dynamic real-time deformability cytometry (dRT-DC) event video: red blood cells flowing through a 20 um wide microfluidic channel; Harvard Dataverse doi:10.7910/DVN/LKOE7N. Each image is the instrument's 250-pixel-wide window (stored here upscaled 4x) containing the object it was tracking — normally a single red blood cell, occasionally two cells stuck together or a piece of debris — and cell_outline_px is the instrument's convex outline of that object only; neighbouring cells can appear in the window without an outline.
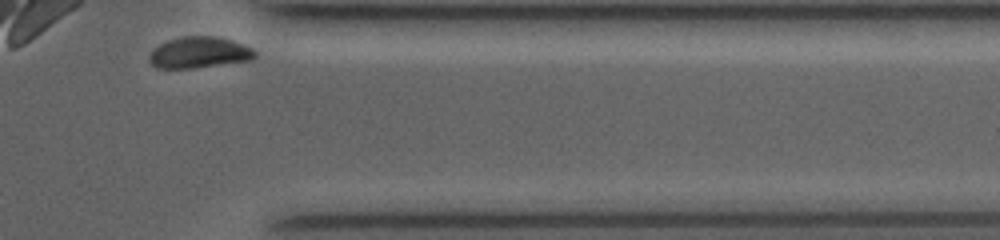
{"species": "common noctule bat (a hibernating species)", "species_latin": "Nyctalus noctula", "temperature_condition": "room temperature", "stored_images_in_passage": 28, "camera_frame_rate_fps": 4000, "um_per_image_px": 0.085, "animal": {"sex": "female", "body_mass_g": 19.0, "forearm_length_mm": 53.3}, "frame": {"image": 1, "passage_image": 28, "time_ms": 9.25, "image_size_px": [1000, 240], "cell_outline_px": [[256, 56], [252, 60], [192, 68], [156, 68], [148, 60], [148, 56], [152, 48], [168, 40], [184, 36], [216, 36], [232, 40], [252, 48], [256, 52]], "centroid_in_image_um": [16.91, 4.46], "position_along_channel_um": 394.5, "area_um2": 19.31}, "authors_computed_cell_mechanics": {"area_um2": 20.7502, "velocity_mm_per_s": 3.6807, "shape_relaxation_time_tau1_ms": 0.892, "shape_relaxation_time_tau2_ms": null, "deformation_change_tau1": 0.0526, "deformation_change_tau2": null}}